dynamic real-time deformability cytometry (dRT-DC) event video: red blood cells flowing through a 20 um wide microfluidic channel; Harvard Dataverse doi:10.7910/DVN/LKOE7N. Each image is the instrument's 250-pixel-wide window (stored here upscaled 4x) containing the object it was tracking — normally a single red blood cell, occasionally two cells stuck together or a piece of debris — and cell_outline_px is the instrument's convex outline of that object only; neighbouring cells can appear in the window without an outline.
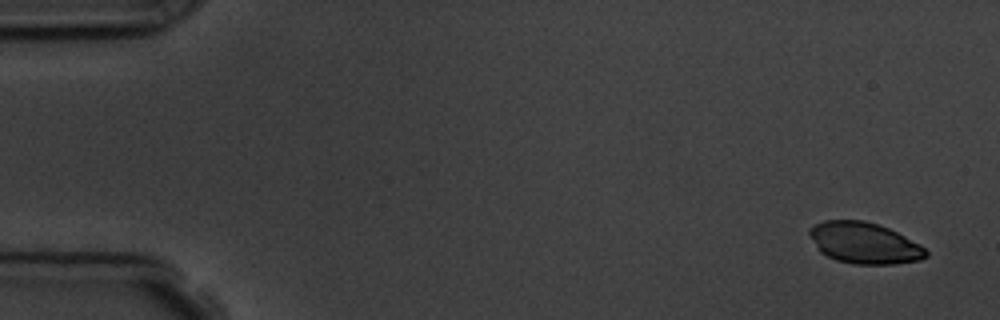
{"species": "common noctule bat (a hibernating species)", "species_latin": "Nyctalus noctula", "temperature_condition": "room temperature", "stored_images_in_passage": 4, "camera_frame_rate_fps": 3000, "um_per_image_px": 0.085, "animal": {"sex": "male", "body_mass_g": 19.5, "forearm_length_mm": 54.6}, "frame": {"image": 1, "passage_image": 1, "time_ms": 0.0, "image_size_px": [1000, 320], "cell_outline_px": [[928, 256], [920, 260], [892, 264], [852, 264], [836, 260], [820, 252], [808, 232], [808, 228], [824, 220], [864, 220], [888, 228], [920, 244], [928, 252]], "centroid_in_image_um": [73.46, 20.66], "position_along_channel_um": 11.5, "area_um2": 27.86}}